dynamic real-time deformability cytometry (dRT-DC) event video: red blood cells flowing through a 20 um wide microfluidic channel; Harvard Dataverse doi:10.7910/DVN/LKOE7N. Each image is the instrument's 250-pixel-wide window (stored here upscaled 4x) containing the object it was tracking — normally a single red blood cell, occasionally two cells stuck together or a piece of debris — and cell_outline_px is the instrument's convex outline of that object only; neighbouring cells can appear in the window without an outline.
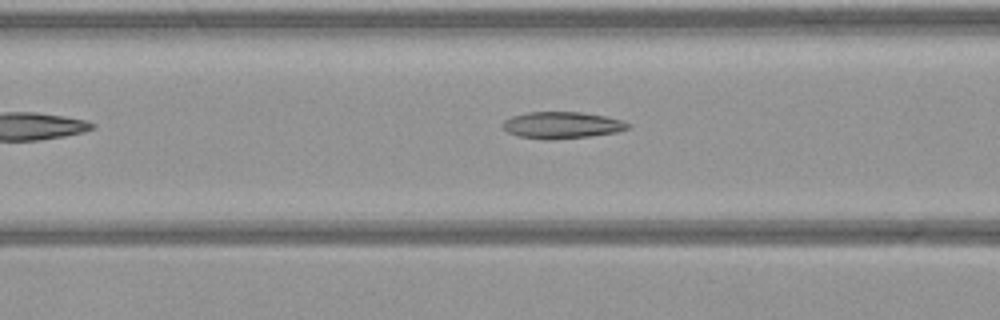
{"species": "common noctule bat (a hibernating species)", "species_latin": "Nyctalus noctula", "temperature_condition": "warm", "stored_images_in_passage": 7, "camera_frame_rate_fps": 3000, "um_per_image_px": 0.085, "animal": {"sex": "female", "body_mass_g": 21.9}, "frame": {"image": 1, "passage_image": 5, "time_ms": 1.333, "image_size_px": [1000, 320], "cell_outline_px": [[632, 124], [628, 128], [616, 132], [588, 136], [552, 140], [548, 140], [520, 136], [508, 132], [500, 124], [504, 120], [512, 116], [528, 112], [580, 112], [604, 116], [620, 120]], "centroid_in_image_um": [47.73, 10.63], "position_along_channel_um": 118.9, "area_um2": 19.31}}